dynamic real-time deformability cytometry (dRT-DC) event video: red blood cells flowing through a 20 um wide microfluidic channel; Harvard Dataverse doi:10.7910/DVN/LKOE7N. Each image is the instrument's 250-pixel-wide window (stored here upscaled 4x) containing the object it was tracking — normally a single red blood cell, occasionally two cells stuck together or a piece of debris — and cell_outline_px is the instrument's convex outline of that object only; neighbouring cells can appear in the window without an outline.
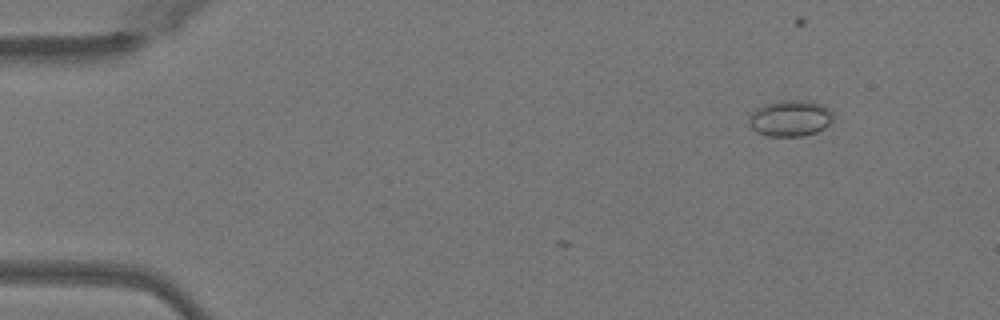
{"species": "Egyptian fruit bat (a non-hibernating species)", "species_latin": "Rousettus aegyptiacus", "temperature_condition": "warm", "stored_images_in_passage": 8, "camera_frame_rate_fps": 3000, "um_per_image_px": 0.085, "animal": {"sex": "female"}, "frame": {"image": 1, "passage_image": 3, "time_ms": 0.667, "image_size_px": [1000, 320], "cell_outline_px": [[832, 120], [824, 128], [816, 132], [804, 136], [768, 136], [756, 132], [748, 124], [748, 120], [752, 112], [756, 108], [764, 104], [784, 100], [808, 100], [824, 104], [832, 112]], "centroid_in_image_um": [67.16, 10.04], "position_along_channel_um": 17.8, "area_um2": 17.92}}